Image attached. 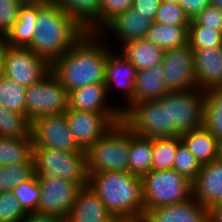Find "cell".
Returning a JSON list of instances; mask_svg holds the SVG:
<instances>
[{
    "label": "cell",
    "instance_id": "47",
    "mask_svg": "<svg viewBox=\"0 0 222 222\" xmlns=\"http://www.w3.org/2000/svg\"><path fill=\"white\" fill-rule=\"evenodd\" d=\"M5 47H6V44L3 38H0V76H2L3 74V54H4Z\"/></svg>",
    "mask_w": 222,
    "mask_h": 222
},
{
    "label": "cell",
    "instance_id": "14",
    "mask_svg": "<svg viewBox=\"0 0 222 222\" xmlns=\"http://www.w3.org/2000/svg\"><path fill=\"white\" fill-rule=\"evenodd\" d=\"M38 182L40 200L37 212L58 215L66 219L82 187L58 176L40 179Z\"/></svg>",
    "mask_w": 222,
    "mask_h": 222
},
{
    "label": "cell",
    "instance_id": "7",
    "mask_svg": "<svg viewBox=\"0 0 222 222\" xmlns=\"http://www.w3.org/2000/svg\"><path fill=\"white\" fill-rule=\"evenodd\" d=\"M141 179L144 214L154 207L182 203L192 198V182L174 169L151 170Z\"/></svg>",
    "mask_w": 222,
    "mask_h": 222
},
{
    "label": "cell",
    "instance_id": "38",
    "mask_svg": "<svg viewBox=\"0 0 222 222\" xmlns=\"http://www.w3.org/2000/svg\"><path fill=\"white\" fill-rule=\"evenodd\" d=\"M26 215L12 192L0 193V222H21Z\"/></svg>",
    "mask_w": 222,
    "mask_h": 222
},
{
    "label": "cell",
    "instance_id": "9",
    "mask_svg": "<svg viewBox=\"0 0 222 222\" xmlns=\"http://www.w3.org/2000/svg\"><path fill=\"white\" fill-rule=\"evenodd\" d=\"M51 71V65L28 47L6 45L3 54V76L25 88L39 82Z\"/></svg>",
    "mask_w": 222,
    "mask_h": 222
},
{
    "label": "cell",
    "instance_id": "3",
    "mask_svg": "<svg viewBox=\"0 0 222 222\" xmlns=\"http://www.w3.org/2000/svg\"><path fill=\"white\" fill-rule=\"evenodd\" d=\"M117 219L144 216L142 179L130 172H98L88 174L87 184Z\"/></svg>",
    "mask_w": 222,
    "mask_h": 222
},
{
    "label": "cell",
    "instance_id": "22",
    "mask_svg": "<svg viewBox=\"0 0 222 222\" xmlns=\"http://www.w3.org/2000/svg\"><path fill=\"white\" fill-rule=\"evenodd\" d=\"M89 33L100 32L101 0H52Z\"/></svg>",
    "mask_w": 222,
    "mask_h": 222
},
{
    "label": "cell",
    "instance_id": "44",
    "mask_svg": "<svg viewBox=\"0 0 222 222\" xmlns=\"http://www.w3.org/2000/svg\"><path fill=\"white\" fill-rule=\"evenodd\" d=\"M179 5L184 9L189 19H194L200 12L211 5V0H180Z\"/></svg>",
    "mask_w": 222,
    "mask_h": 222
},
{
    "label": "cell",
    "instance_id": "48",
    "mask_svg": "<svg viewBox=\"0 0 222 222\" xmlns=\"http://www.w3.org/2000/svg\"><path fill=\"white\" fill-rule=\"evenodd\" d=\"M23 3H50L52 0H21Z\"/></svg>",
    "mask_w": 222,
    "mask_h": 222
},
{
    "label": "cell",
    "instance_id": "13",
    "mask_svg": "<svg viewBox=\"0 0 222 222\" xmlns=\"http://www.w3.org/2000/svg\"><path fill=\"white\" fill-rule=\"evenodd\" d=\"M161 65L165 84L170 92L198 89L193 51L189 45L165 50Z\"/></svg>",
    "mask_w": 222,
    "mask_h": 222
},
{
    "label": "cell",
    "instance_id": "6",
    "mask_svg": "<svg viewBox=\"0 0 222 222\" xmlns=\"http://www.w3.org/2000/svg\"><path fill=\"white\" fill-rule=\"evenodd\" d=\"M122 121L136 135L146 138H173L177 136L175 125L170 123L169 93L157 100L135 103Z\"/></svg>",
    "mask_w": 222,
    "mask_h": 222
},
{
    "label": "cell",
    "instance_id": "25",
    "mask_svg": "<svg viewBox=\"0 0 222 222\" xmlns=\"http://www.w3.org/2000/svg\"><path fill=\"white\" fill-rule=\"evenodd\" d=\"M180 138L201 165L219 159L221 143L205 126L182 134Z\"/></svg>",
    "mask_w": 222,
    "mask_h": 222
},
{
    "label": "cell",
    "instance_id": "21",
    "mask_svg": "<svg viewBox=\"0 0 222 222\" xmlns=\"http://www.w3.org/2000/svg\"><path fill=\"white\" fill-rule=\"evenodd\" d=\"M104 202L87 185L82 187L65 222H115Z\"/></svg>",
    "mask_w": 222,
    "mask_h": 222
},
{
    "label": "cell",
    "instance_id": "46",
    "mask_svg": "<svg viewBox=\"0 0 222 222\" xmlns=\"http://www.w3.org/2000/svg\"><path fill=\"white\" fill-rule=\"evenodd\" d=\"M208 220L209 222H222V203L208 209Z\"/></svg>",
    "mask_w": 222,
    "mask_h": 222
},
{
    "label": "cell",
    "instance_id": "27",
    "mask_svg": "<svg viewBox=\"0 0 222 222\" xmlns=\"http://www.w3.org/2000/svg\"><path fill=\"white\" fill-rule=\"evenodd\" d=\"M161 49L171 50L188 45V26L152 22L145 37Z\"/></svg>",
    "mask_w": 222,
    "mask_h": 222
},
{
    "label": "cell",
    "instance_id": "37",
    "mask_svg": "<svg viewBox=\"0 0 222 222\" xmlns=\"http://www.w3.org/2000/svg\"><path fill=\"white\" fill-rule=\"evenodd\" d=\"M11 192L18 198L22 209L27 214L37 212L40 200V186L35 176L20 183Z\"/></svg>",
    "mask_w": 222,
    "mask_h": 222
},
{
    "label": "cell",
    "instance_id": "17",
    "mask_svg": "<svg viewBox=\"0 0 222 222\" xmlns=\"http://www.w3.org/2000/svg\"><path fill=\"white\" fill-rule=\"evenodd\" d=\"M152 22L148 17L129 8L112 19L99 34L106 40L115 37L120 48V45L128 41L145 38Z\"/></svg>",
    "mask_w": 222,
    "mask_h": 222
},
{
    "label": "cell",
    "instance_id": "35",
    "mask_svg": "<svg viewBox=\"0 0 222 222\" xmlns=\"http://www.w3.org/2000/svg\"><path fill=\"white\" fill-rule=\"evenodd\" d=\"M177 151V136L153 139L152 170H171Z\"/></svg>",
    "mask_w": 222,
    "mask_h": 222
},
{
    "label": "cell",
    "instance_id": "39",
    "mask_svg": "<svg viewBox=\"0 0 222 222\" xmlns=\"http://www.w3.org/2000/svg\"><path fill=\"white\" fill-rule=\"evenodd\" d=\"M190 19L179 4L161 2L155 22L166 25L189 26Z\"/></svg>",
    "mask_w": 222,
    "mask_h": 222
},
{
    "label": "cell",
    "instance_id": "52",
    "mask_svg": "<svg viewBox=\"0 0 222 222\" xmlns=\"http://www.w3.org/2000/svg\"><path fill=\"white\" fill-rule=\"evenodd\" d=\"M219 158L222 160V143H221V146H220V157Z\"/></svg>",
    "mask_w": 222,
    "mask_h": 222
},
{
    "label": "cell",
    "instance_id": "11",
    "mask_svg": "<svg viewBox=\"0 0 222 222\" xmlns=\"http://www.w3.org/2000/svg\"><path fill=\"white\" fill-rule=\"evenodd\" d=\"M108 43V56L105 74V85L109 100L111 94L114 92L116 87L121 92L120 97L123 95V104L119 105V110L122 116L133 106V93H134V82L137 76V68L134 67L126 57L120 52L117 47H113ZM113 47V48H112ZM115 48L117 50H115Z\"/></svg>",
    "mask_w": 222,
    "mask_h": 222
},
{
    "label": "cell",
    "instance_id": "50",
    "mask_svg": "<svg viewBox=\"0 0 222 222\" xmlns=\"http://www.w3.org/2000/svg\"><path fill=\"white\" fill-rule=\"evenodd\" d=\"M211 5L222 10V0H211Z\"/></svg>",
    "mask_w": 222,
    "mask_h": 222
},
{
    "label": "cell",
    "instance_id": "12",
    "mask_svg": "<svg viewBox=\"0 0 222 222\" xmlns=\"http://www.w3.org/2000/svg\"><path fill=\"white\" fill-rule=\"evenodd\" d=\"M34 147H47L63 152H83L70 132L66 115L55 114L36 118L31 122Z\"/></svg>",
    "mask_w": 222,
    "mask_h": 222
},
{
    "label": "cell",
    "instance_id": "4",
    "mask_svg": "<svg viewBox=\"0 0 222 222\" xmlns=\"http://www.w3.org/2000/svg\"><path fill=\"white\" fill-rule=\"evenodd\" d=\"M130 128L123 122L110 129L86 150L87 172H129Z\"/></svg>",
    "mask_w": 222,
    "mask_h": 222
},
{
    "label": "cell",
    "instance_id": "15",
    "mask_svg": "<svg viewBox=\"0 0 222 222\" xmlns=\"http://www.w3.org/2000/svg\"><path fill=\"white\" fill-rule=\"evenodd\" d=\"M110 102L105 84H88L69 92V109L103 114L114 125L122 121V113L116 100Z\"/></svg>",
    "mask_w": 222,
    "mask_h": 222
},
{
    "label": "cell",
    "instance_id": "45",
    "mask_svg": "<svg viewBox=\"0 0 222 222\" xmlns=\"http://www.w3.org/2000/svg\"><path fill=\"white\" fill-rule=\"evenodd\" d=\"M21 222H65V219L58 215L43 213H28Z\"/></svg>",
    "mask_w": 222,
    "mask_h": 222
},
{
    "label": "cell",
    "instance_id": "8",
    "mask_svg": "<svg viewBox=\"0 0 222 222\" xmlns=\"http://www.w3.org/2000/svg\"><path fill=\"white\" fill-rule=\"evenodd\" d=\"M26 117L36 118L63 114L69 108V92L50 71L39 82L26 88Z\"/></svg>",
    "mask_w": 222,
    "mask_h": 222
},
{
    "label": "cell",
    "instance_id": "18",
    "mask_svg": "<svg viewBox=\"0 0 222 222\" xmlns=\"http://www.w3.org/2000/svg\"><path fill=\"white\" fill-rule=\"evenodd\" d=\"M192 197L207 209L222 203V160L203 164L192 181Z\"/></svg>",
    "mask_w": 222,
    "mask_h": 222
},
{
    "label": "cell",
    "instance_id": "5",
    "mask_svg": "<svg viewBox=\"0 0 222 222\" xmlns=\"http://www.w3.org/2000/svg\"><path fill=\"white\" fill-rule=\"evenodd\" d=\"M34 176L37 180L58 176L85 187L88 184L86 151L63 152L33 147Z\"/></svg>",
    "mask_w": 222,
    "mask_h": 222
},
{
    "label": "cell",
    "instance_id": "2",
    "mask_svg": "<svg viewBox=\"0 0 222 222\" xmlns=\"http://www.w3.org/2000/svg\"><path fill=\"white\" fill-rule=\"evenodd\" d=\"M36 33L28 48L50 65L64 55L86 33L53 1L45 3L36 17Z\"/></svg>",
    "mask_w": 222,
    "mask_h": 222
},
{
    "label": "cell",
    "instance_id": "10",
    "mask_svg": "<svg viewBox=\"0 0 222 222\" xmlns=\"http://www.w3.org/2000/svg\"><path fill=\"white\" fill-rule=\"evenodd\" d=\"M204 102L205 92L199 89L169 92L170 123L177 137L204 126Z\"/></svg>",
    "mask_w": 222,
    "mask_h": 222
},
{
    "label": "cell",
    "instance_id": "23",
    "mask_svg": "<svg viewBox=\"0 0 222 222\" xmlns=\"http://www.w3.org/2000/svg\"><path fill=\"white\" fill-rule=\"evenodd\" d=\"M161 64L137 71L134 82L133 105L146 100H157L167 95L168 90Z\"/></svg>",
    "mask_w": 222,
    "mask_h": 222
},
{
    "label": "cell",
    "instance_id": "28",
    "mask_svg": "<svg viewBox=\"0 0 222 222\" xmlns=\"http://www.w3.org/2000/svg\"><path fill=\"white\" fill-rule=\"evenodd\" d=\"M33 147L31 133L21 138L0 137V166L33 163Z\"/></svg>",
    "mask_w": 222,
    "mask_h": 222
},
{
    "label": "cell",
    "instance_id": "29",
    "mask_svg": "<svg viewBox=\"0 0 222 222\" xmlns=\"http://www.w3.org/2000/svg\"><path fill=\"white\" fill-rule=\"evenodd\" d=\"M153 139L136 135L130 129L129 172L142 177L152 170Z\"/></svg>",
    "mask_w": 222,
    "mask_h": 222
},
{
    "label": "cell",
    "instance_id": "1",
    "mask_svg": "<svg viewBox=\"0 0 222 222\" xmlns=\"http://www.w3.org/2000/svg\"><path fill=\"white\" fill-rule=\"evenodd\" d=\"M107 56L106 39L99 33L86 32L51 64V71L68 92L88 84H105Z\"/></svg>",
    "mask_w": 222,
    "mask_h": 222
},
{
    "label": "cell",
    "instance_id": "16",
    "mask_svg": "<svg viewBox=\"0 0 222 222\" xmlns=\"http://www.w3.org/2000/svg\"><path fill=\"white\" fill-rule=\"evenodd\" d=\"M65 115L75 142L85 151L113 125L100 113L83 112L68 108Z\"/></svg>",
    "mask_w": 222,
    "mask_h": 222
},
{
    "label": "cell",
    "instance_id": "30",
    "mask_svg": "<svg viewBox=\"0 0 222 222\" xmlns=\"http://www.w3.org/2000/svg\"><path fill=\"white\" fill-rule=\"evenodd\" d=\"M204 126L222 143V88L205 92Z\"/></svg>",
    "mask_w": 222,
    "mask_h": 222
},
{
    "label": "cell",
    "instance_id": "51",
    "mask_svg": "<svg viewBox=\"0 0 222 222\" xmlns=\"http://www.w3.org/2000/svg\"><path fill=\"white\" fill-rule=\"evenodd\" d=\"M161 2L172 3V4H179L180 0H161Z\"/></svg>",
    "mask_w": 222,
    "mask_h": 222
},
{
    "label": "cell",
    "instance_id": "34",
    "mask_svg": "<svg viewBox=\"0 0 222 222\" xmlns=\"http://www.w3.org/2000/svg\"><path fill=\"white\" fill-rule=\"evenodd\" d=\"M34 176V163L0 166V193L11 192L20 183Z\"/></svg>",
    "mask_w": 222,
    "mask_h": 222
},
{
    "label": "cell",
    "instance_id": "41",
    "mask_svg": "<svg viewBox=\"0 0 222 222\" xmlns=\"http://www.w3.org/2000/svg\"><path fill=\"white\" fill-rule=\"evenodd\" d=\"M133 0H101L100 31L118 14L132 7Z\"/></svg>",
    "mask_w": 222,
    "mask_h": 222
},
{
    "label": "cell",
    "instance_id": "19",
    "mask_svg": "<svg viewBox=\"0 0 222 222\" xmlns=\"http://www.w3.org/2000/svg\"><path fill=\"white\" fill-rule=\"evenodd\" d=\"M191 50L198 89L206 92L222 88V46Z\"/></svg>",
    "mask_w": 222,
    "mask_h": 222
},
{
    "label": "cell",
    "instance_id": "40",
    "mask_svg": "<svg viewBox=\"0 0 222 222\" xmlns=\"http://www.w3.org/2000/svg\"><path fill=\"white\" fill-rule=\"evenodd\" d=\"M21 0H0V38H4L19 19Z\"/></svg>",
    "mask_w": 222,
    "mask_h": 222
},
{
    "label": "cell",
    "instance_id": "42",
    "mask_svg": "<svg viewBox=\"0 0 222 222\" xmlns=\"http://www.w3.org/2000/svg\"><path fill=\"white\" fill-rule=\"evenodd\" d=\"M194 20L202 26L222 31V10L210 5L200 12Z\"/></svg>",
    "mask_w": 222,
    "mask_h": 222
},
{
    "label": "cell",
    "instance_id": "32",
    "mask_svg": "<svg viewBox=\"0 0 222 222\" xmlns=\"http://www.w3.org/2000/svg\"><path fill=\"white\" fill-rule=\"evenodd\" d=\"M31 133V122L19 113L8 111L0 104V137L21 138Z\"/></svg>",
    "mask_w": 222,
    "mask_h": 222
},
{
    "label": "cell",
    "instance_id": "43",
    "mask_svg": "<svg viewBox=\"0 0 222 222\" xmlns=\"http://www.w3.org/2000/svg\"><path fill=\"white\" fill-rule=\"evenodd\" d=\"M160 4L161 0H133L131 8L154 22Z\"/></svg>",
    "mask_w": 222,
    "mask_h": 222
},
{
    "label": "cell",
    "instance_id": "24",
    "mask_svg": "<svg viewBox=\"0 0 222 222\" xmlns=\"http://www.w3.org/2000/svg\"><path fill=\"white\" fill-rule=\"evenodd\" d=\"M45 3H24L19 11V19L3 38L11 47H28L36 33V17L38 10Z\"/></svg>",
    "mask_w": 222,
    "mask_h": 222
},
{
    "label": "cell",
    "instance_id": "20",
    "mask_svg": "<svg viewBox=\"0 0 222 222\" xmlns=\"http://www.w3.org/2000/svg\"><path fill=\"white\" fill-rule=\"evenodd\" d=\"M143 218L146 222H209L208 209L193 197L186 202L154 207Z\"/></svg>",
    "mask_w": 222,
    "mask_h": 222
},
{
    "label": "cell",
    "instance_id": "36",
    "mask_svg": "<svg viewBox=\"0 0 222 222\" xmlns=\"http://www.w3.org/2000/svg\"><path fill=\"white\" fill-rule=\"evenodd\" d=\"M201 167L200 162L188 150L186 145L181 141V138L177 137V151L173 169L192 182L198 175Z\"/></svg>",
    "mask_w": 222,
    "mask_h": 222
},
{
    "label": "cell",
    "instance_id": "31",
    "mask_svg": "<svg viewBox=\"0 0 222 222\" xmlns=\"http://www.w3.org/2000/svg\"><path fill=\"white\" fill-rule=\"evenodd\" d=\"M26 88L15 81L0 76V104L15 113L26 116Z\"/></svg>",
    "mask_w": 222,
    "mask_h": 222
},
{
    "label": "cell",
    "instance_id": "26",
    "mask_svg": "<svg viewBox=\"0 0 222 222\" xmlns=\"http://www.w3.org/2000/svg\"><path fill=\"white\" fill-rule=\"evenodd\" d=\"M118 49L137 71L161 64L164 55L163 49L146 38L128 41Z\"/></svg>",
    "mask_w": 222,
    "mask_h": 222
},
{
    "label": "cell",
    "instance_id": "33",
    "mask_svg": "<svg viewBox=\"0 0 222 222\" xmlns=\"http://www.w3.org/2000/svg\"><path fill=\"white\" fill-rule=\"evenodd\" d=\"M188 45L190 49L222 46V31L199 25L194 19H191L188 26Z\"/></svg>",
    "mask_w": 222,
    "mask_h": 222
},
{
    "label": "cell",
    "instance_id": "49",
    "mask_svg": "<svg viewBox=\"0 0 222 222\" xmlns=\"http://www.w3.org/2000/svg\"><path fill=\"white\" fill-rule=\"evenodd\" d=\"M120 222H146V220L141 218H135V219H120Z\"/></svg>",
    "mask_w": 222,
    "mask_h": 222
}]
</instances>
